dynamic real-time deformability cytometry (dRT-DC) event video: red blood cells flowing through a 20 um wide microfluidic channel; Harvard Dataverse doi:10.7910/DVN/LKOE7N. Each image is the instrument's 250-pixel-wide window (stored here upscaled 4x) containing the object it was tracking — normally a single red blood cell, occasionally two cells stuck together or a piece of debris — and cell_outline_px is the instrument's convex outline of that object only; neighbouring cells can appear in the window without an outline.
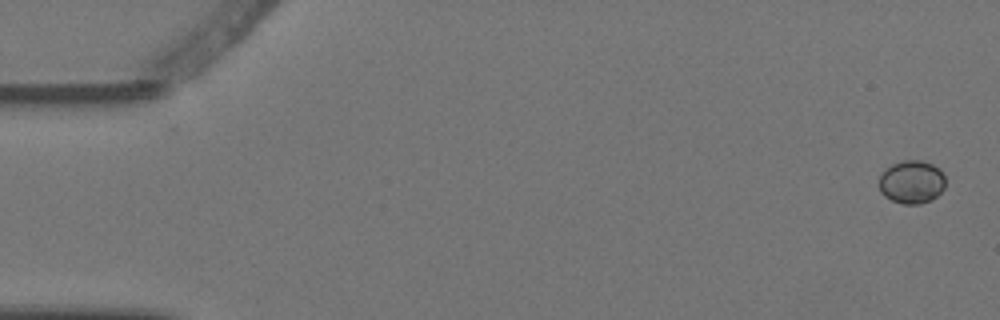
{"species": "Egyptian fruit bat (a non-hibernating species)", "species_latin": "Rousettus aegyptiacus", "temperature_condition": "warm", "stored_images_in_passage": 3, "camera_frame_rate_fps": 3000, "um_per_image_px": 0.085, "animal": {"sex": "female"}, "frame": {"image": 1, "passage_image": 1, "time_ms": 0.0, "image_size_px": [1000, 320], "cell_outline_px": [[944, 188], [932, 200], [920, 204], [904, 204], [892, 200], [884, 196], [880, 192], [880, 176], [892, 164], [904, 160], [920, 160], [932, 164], [940, 168], [944, 176]], "centroid_in_image_um": [77.51, 15.47], "position_along_channel_um": 7.5, "area_um2": 16.59}}